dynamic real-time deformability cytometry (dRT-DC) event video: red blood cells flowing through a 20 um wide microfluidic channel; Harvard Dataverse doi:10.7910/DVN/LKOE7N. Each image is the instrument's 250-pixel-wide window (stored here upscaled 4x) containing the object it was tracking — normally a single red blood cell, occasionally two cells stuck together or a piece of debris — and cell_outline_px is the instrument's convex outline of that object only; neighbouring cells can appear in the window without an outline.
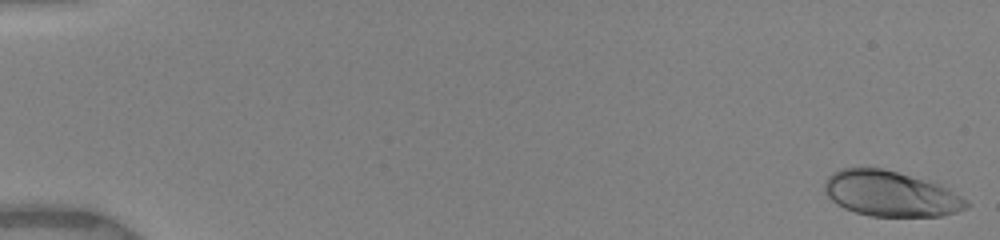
{"species": "human", "species_latin": "Homo sapiens", "temperature_condition": "warm", "stored_images_in_passage": 32, "camera_frame_rate_fps": 3000, "um_per_image_px": 0.085, "donor": {"sex": "female"}, "frame": {"image": 1, "passage_image": 1, "time_ms": 0.0, "image_size_px": [1000, 240], "cell_outline_px": [[972, 204], [968, 208], [956, 212], [940, 216], [872, 216], [856, 212], [844, 208], [836, 204], [824, 192], [824, 180], [832, 172], [840, 168], [884, 168], [940, 184], [948, 188], [968, 200]], "centroid_in_image_um": [75.71, 16.46], "position_along_channel_um": 9.3, "area_um2": 37.8}}
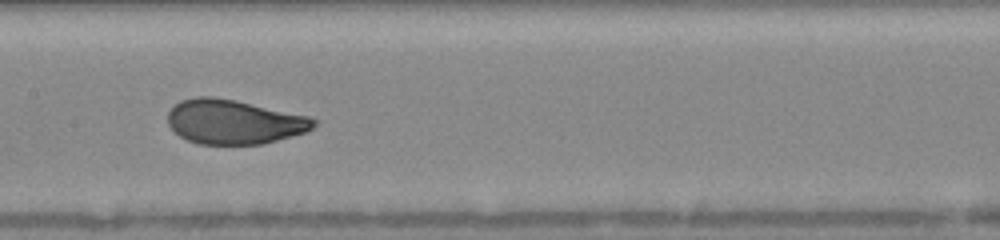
{"frame": {"image": 2, "passage_image": 14, "time_ms": 8.667, "image_size_px": [1000, 240], "cell_outline_px": [[316, 124], [308, 132], [264, 144], [200, 144], [188, 140], [180, 136], [168, 124], [168, 112], [180, 100], [196, 96], [212, 96], [236, 100], [308, 116], [316, 120]], "centroid_in_image_um": [19.9, 10.35], "position_along_channel_um": 187.5, "area_um2": 37.8}}
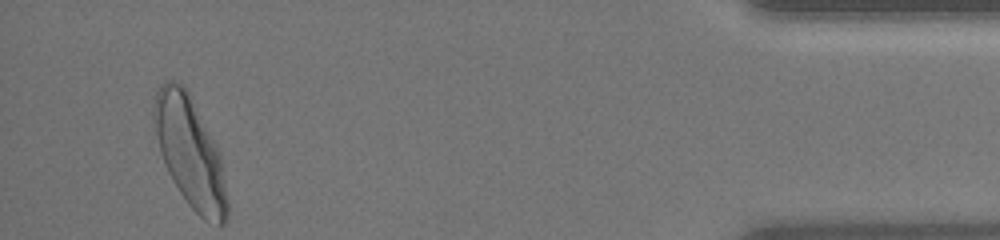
{"frame": {"image": 3, "passage_image": 32, "time_ms": 16.0, "image_size_px": [1000, 240], "cell_outline_px": [[228, 220], [224, 224], [220, 224], [204, 220], [188, 204], [172, 180], [164, 164], [160, 152], [152, 116], [152, 104], [156, 92], [164, 80], [172, 80], [184, 84], [220, 152], [228, 200]], "centroid_in_image_um": [16.14, 12.93], "position_along_channel_um": 419.1, "area_um2": 47.11}, "authors_computed_cell_mechanics": {"area_um2": 38.5526, "velocity_mm_per_s": 3.9758, "shape_relaxation_time_tau1_ms": 2.8829, "shape_relaxation_time_tau2_ms": null, "deformation_change_tau1": 0.141, "deformation_change_tau2": null}}